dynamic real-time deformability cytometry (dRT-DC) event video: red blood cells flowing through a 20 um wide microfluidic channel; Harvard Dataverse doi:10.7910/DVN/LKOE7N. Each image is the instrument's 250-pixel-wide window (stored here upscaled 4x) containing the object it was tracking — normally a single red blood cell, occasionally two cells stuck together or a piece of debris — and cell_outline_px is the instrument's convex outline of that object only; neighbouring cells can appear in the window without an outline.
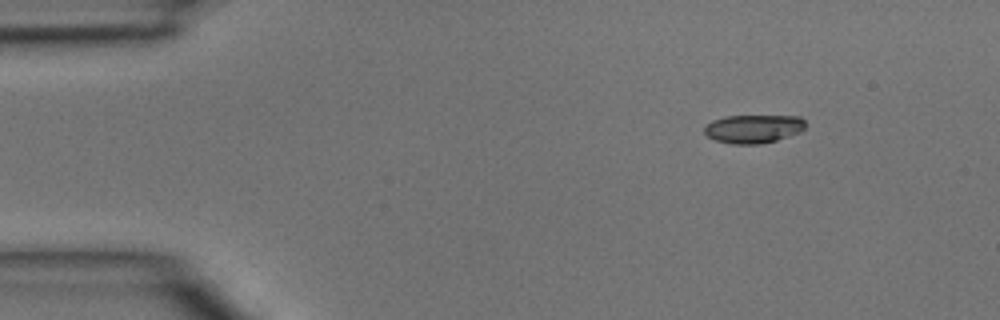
{"species": "common noctule bat (a hibernating species)", "species_latin": "Nyctalus noctula", "temperature_condition": "room temperature", "stored_images_in_passage": 40, "camera_frame_rate_fps": 3000, "um_per_image_px": 0.085, "animal": {"sex": "male", "body_mass_g": 15.6}, "frame": {"image": 1, "passage_image": 1, "time_ms": 0.0, "image_size_px": [1000, 320], "cell_outline_px": [[804, 128], [800, 132], [776, 140], [760, 144], [732, 144], [716, 140], [708, 136], [704, 132], [704, 128], [712, 120], [724, 116], [800, 116], [804, 120]], "centroid_in_image_um": [64.03, 10.94], "position_along_channel_um": 21.0, "area_um2": 16.65}}
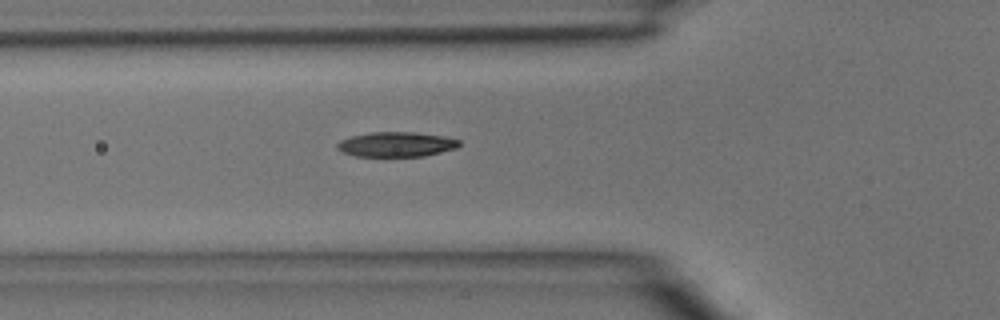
{"frame": {"image": 2, "passage_image": 11, "time_ms": 3.333, "image_size_px": [1000, 320], "cell_outline_px": [[460, 144], [456, 148], [424, 156], [356, 156], [344, 152], [336, 148], [336, 144], [340, 140], [352, 136], [372, 132], [416, 132], [444, 136], [460, 140]], "centroid_in_image_um": [33.69, 12.26], "position_along_channel_um": 92.1, "area_um2": 17.57}}
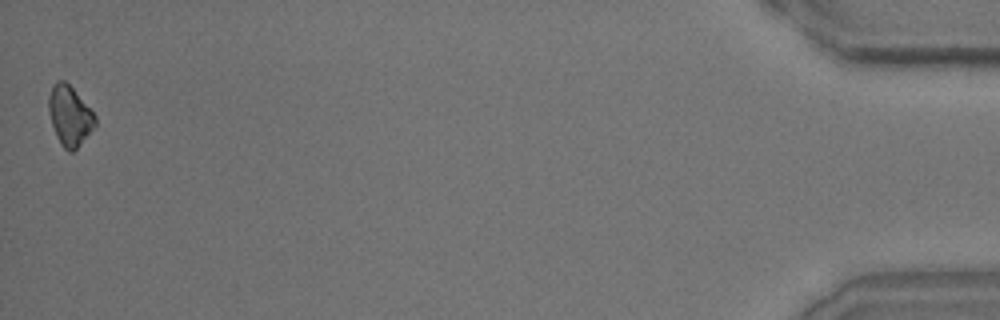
{"frame": {"image": 3, "passage_image": 40, "time_ms": 13.0, "image_size_px": [1000, 320], "cell_outline_px": [[96, 124], [80, 144], [72, 152], [68, 152], [60, 144], [56, 136], [52, 124], [48, 108], [48, 96], [52, 84], [56, 80], [64, 80], [72, 88], [96, 116]], "centroid_in_image_um": [5.89, 9.83], "position_along_channel_um": 429.3, "area_um2": 16.01}}